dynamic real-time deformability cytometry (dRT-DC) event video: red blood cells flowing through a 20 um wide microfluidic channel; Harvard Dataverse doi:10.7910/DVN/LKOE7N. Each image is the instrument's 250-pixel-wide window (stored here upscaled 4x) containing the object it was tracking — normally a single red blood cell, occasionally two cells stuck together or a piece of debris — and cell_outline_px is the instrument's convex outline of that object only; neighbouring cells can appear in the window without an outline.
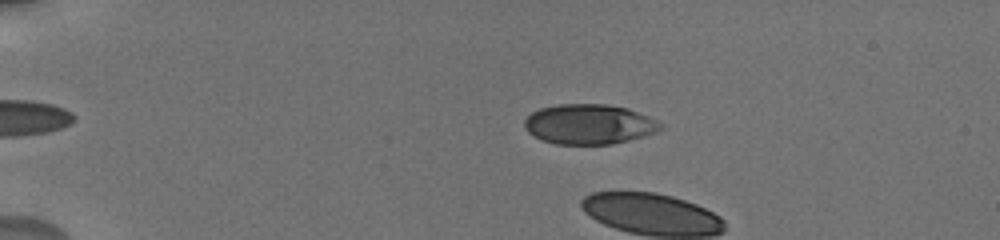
{"species": "human", "species_latin": "Homo sapiens", "temperature_condition": "cold", "stored_images_in_passage": 10, "camera_frame_rate_fps": 3000, "um_per_image_px": 0.085, "donor": {"sex": "male"}, "frame": {"image": 1, "passage_image": 6, "time_ms": 1.333, "image_size_px": [1000, 240], "cell_outline_px": [[664, 128], [656, 132], [644, 136], [612, 144], [556, 144], [540, 140], [528, 132], [524, 128], [524, 120], [532, 112], [540, 108], [560, 104], [604, 104], [628, 108], [648, 116], [664, 124]], "centroid_in_image_um": [50.08, 10.56], "position_along_channel_um": 34.9, "area_um2": 31.85}}